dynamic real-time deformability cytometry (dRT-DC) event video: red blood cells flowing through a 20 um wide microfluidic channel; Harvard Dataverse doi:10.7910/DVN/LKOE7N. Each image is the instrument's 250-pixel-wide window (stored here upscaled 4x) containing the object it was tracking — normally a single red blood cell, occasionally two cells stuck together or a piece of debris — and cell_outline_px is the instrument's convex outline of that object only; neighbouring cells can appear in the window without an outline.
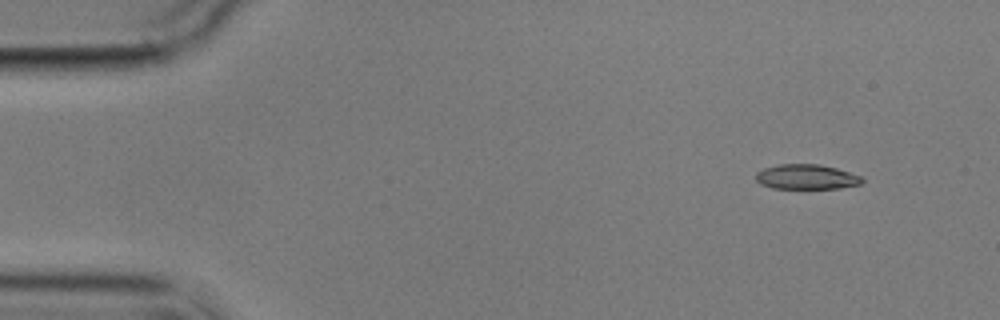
{"species": "common noctule bat (a hibernating species)", "species_latin": "Nyctalus noctula", "temperature_condition": "cold", "stored_images_in_passage": 5, "camera_frame_rate_fps": 3000, "um_per_image_px": 0.085, "animal": {"sex": "male", "body_mass_g": 17.9}, "frame": {"image": 1, "passage_image": 2, "time_ms": 1.333, "image_size_px": [1000, 320], "cell_outline_px": [[864, 180], [860, 184], [840, 188], [772, 188], [760, 184], [756, 180], [756, 172], [764, 168], [780, 164], [820, 164], [836, 168], [860, 176]], "centroid_in_image_um": [68.52, 15.03], "position_along_channel_um": 16.5, "area_um2": 15.32}}
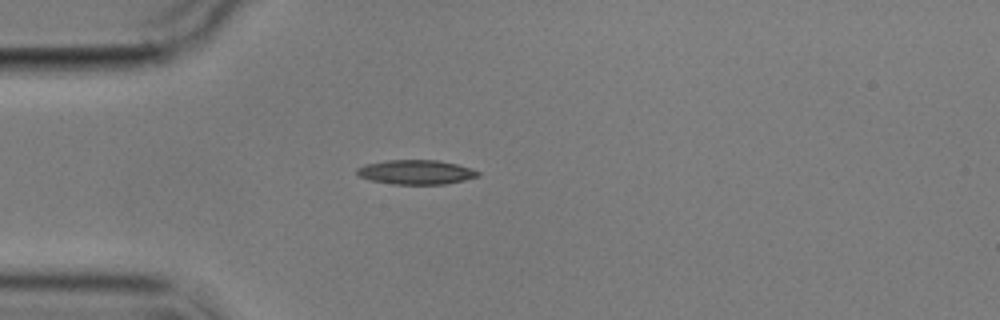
{"frame": {"image": 2, "passage_image": 5, "time_ms": 4.667, "image_size_px": [1000, 320], "cell_outline_px": [[480, 176], [464, 180], [444, 184], [392, 184], [368, 180], [360, 176], [356, 172], [356, 168], [364, 164], [388, 160], [436, 160], [456, 164], [472, 168], [480, 172]], "centroid_in_image_um": [35.34, 14.63], "position_along_channel_um": 49.7, "area_um2": 17.28}}